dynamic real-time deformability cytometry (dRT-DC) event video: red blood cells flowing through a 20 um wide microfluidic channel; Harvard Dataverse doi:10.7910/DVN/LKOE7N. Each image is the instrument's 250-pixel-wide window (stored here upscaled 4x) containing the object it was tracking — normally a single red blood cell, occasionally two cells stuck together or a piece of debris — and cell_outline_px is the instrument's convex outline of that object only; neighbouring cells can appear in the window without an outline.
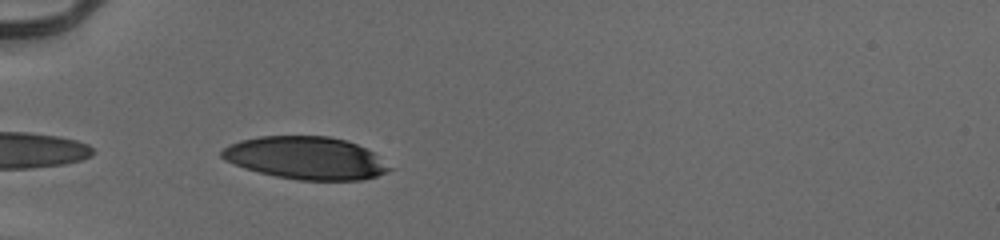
{"species": "human", "species_latin": "Homo sapiens", "temperature_condition": "cold", "stored_images_in_passage": 5, "camera_frame_rate_fps": 3000, "um_per_image_px": 0.085, "donor": {"sex": "male"}, "frame": {"image": 1, "passage_image": 1, "time_ms": 0.0, "image_size_px": [1000, 240], "cell_outline_px": [[392, 168], [388, 172], [364, 180], [300, 180], [276, 176], [244, 168], [224, 160], [220, 156], [220, 152], [224, 148], [240, 140], [260, 136], [328, 136], [348, 140], [372, 152]], "centroid_in_image_um": [25.99, 13.43], "position_along_channel_um": 59.0, "area_um2": 41.44}}
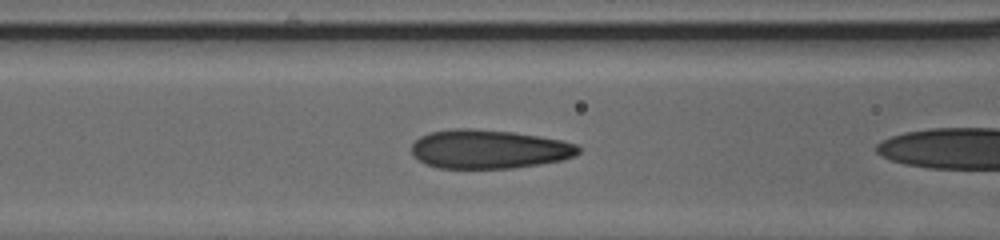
{"frame": {"image": 2, "passage_image": 4, "time_ms": 1.0, "image_size_px": [1000, 240], "cell_outline_px": [[580, 152], [576, 156], [560, 160], [540, 164], [512, 168], [436, 168], [424, 164], [412, 152], [412, 144], [420, 136], [428, 132], [456, 128], [472, 128], [512, 132], [560, 140], [576, 144], [580, 148]], "centroid_in_image_um": [41.54, 12.68], "position_along_channel_um": 125.1, "area_um2": 37.74}}